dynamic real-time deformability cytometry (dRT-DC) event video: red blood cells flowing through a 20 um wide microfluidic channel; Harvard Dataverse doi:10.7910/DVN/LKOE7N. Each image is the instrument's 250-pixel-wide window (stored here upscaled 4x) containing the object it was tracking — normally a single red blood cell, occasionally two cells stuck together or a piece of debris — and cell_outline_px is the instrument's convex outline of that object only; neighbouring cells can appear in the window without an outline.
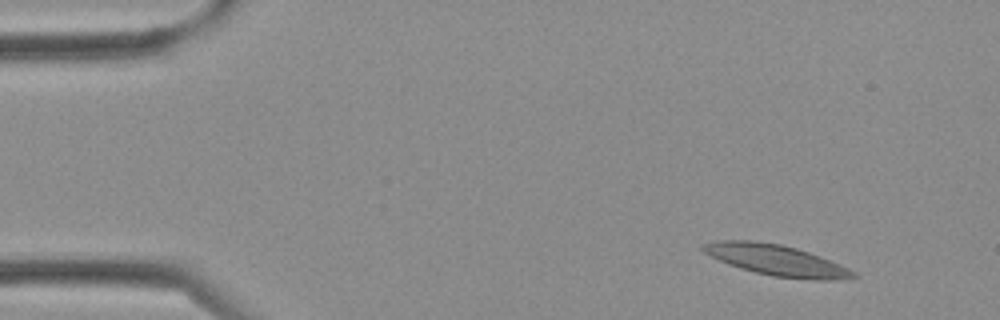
{"species": "Egyptian fruit bat (a non-hibernating species)", "species_latin": "Rousettus aegyptiacus", "temperature_condition": "cold", "stored_images_in_passage": 3, "camera_frame_rate_fps": 3000, "um_per_image_px": 0.085, "frame": {"image": 1, "passage_image": 1, "time_ms": 0.0, "image_size_px": [1000, 320], "cell_outline_px": [[860, 276], [840, 280], [812, 280], [772, 276], [756, 272], [728, 264], [704, 252], [700, 248], [700, 244], [716, 240], [752, 240], [780, 244], [796, 248], [820, 256], [840, 264], [856, 272]], "centroid_in_image_um": [66.01, 22.11], "position_along_channel_um": 19.0, "area_um2": 27.05}}
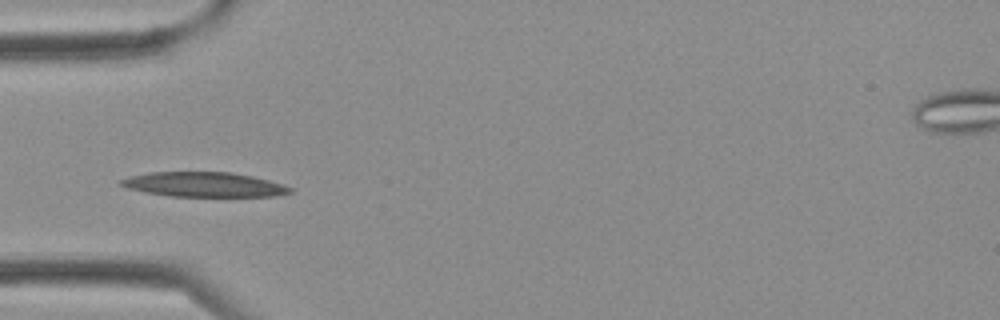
{"frame": {"image": 2, "passage_image": 3, "time_ms": 0.667, "image_size_px": [1000, 320], "cell_outline_px": [[292, 192], [276, 196], [168, 196], [144, 192], [128, 188], [120, 184], [120, 180], [132, 176], [148, 172], [232, 172], [252, 176], [284, 184], [292, 188]], "centroid_in_image_um": [17.36, 15.68], "position_along_channel_um": 67.6, "area_um2": 24.28}}